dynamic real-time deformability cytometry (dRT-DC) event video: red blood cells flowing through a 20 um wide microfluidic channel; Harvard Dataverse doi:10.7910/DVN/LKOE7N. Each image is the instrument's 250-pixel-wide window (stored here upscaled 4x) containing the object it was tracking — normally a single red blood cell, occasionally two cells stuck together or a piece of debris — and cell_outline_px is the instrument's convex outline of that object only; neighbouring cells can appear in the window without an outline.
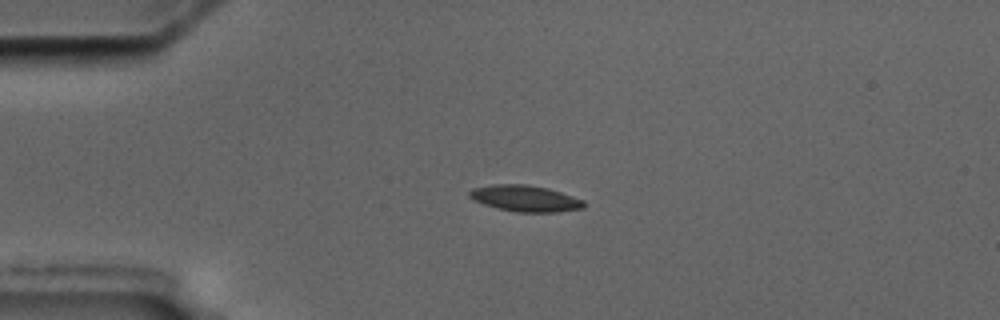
{"species": "common noctule bat (a hibernating species)", "species_latin": "Nyctalus noctula", "temperature_condition": "cold", "stored_images_in_passage": 44, "camera_frame_rate_fps": 3000, "um_per_image_px": 0.085, "animal": {"sex": "male", "body_mass_g": 17.5, "forearm_length_mm": 52.3}, "frame": {"image": 1, "passage_image": 1, "time_ms": 0.0, "image_size_px": [1000, 320], "cell_outline_px": [[584, 208], [560, 212], [516, 212], [484, 204], [472, 200], [468, 196], [468, 192], [472, 188], [492, 184], [528, 184], [548, 188], [584, 200]], "centroid_in_image_um": [44.62, 16.86], "position_along_channel_um": 40.4, "area_um2": 17.57}}
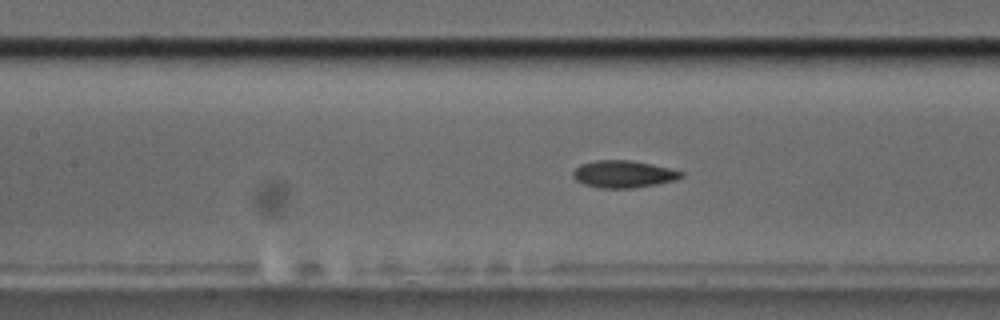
{"frame": {"image": 2, "passage_image": 13, "time_ms": 4.0, "image_size_px": [1000, 320], "cell_outline_px": [[684, 176], [676, 180], [656, 184], [632, 188], [600, 188], [584, 184], [576, 180], [572, 176], [572, 172], [580, 164], [596, 160], [632, 160], [652, 164], [684, 172]], "centroid_in_image_um": [52.99, 14.79], "position_along_channel_um": 154.4, "area_um2": 17.17}}
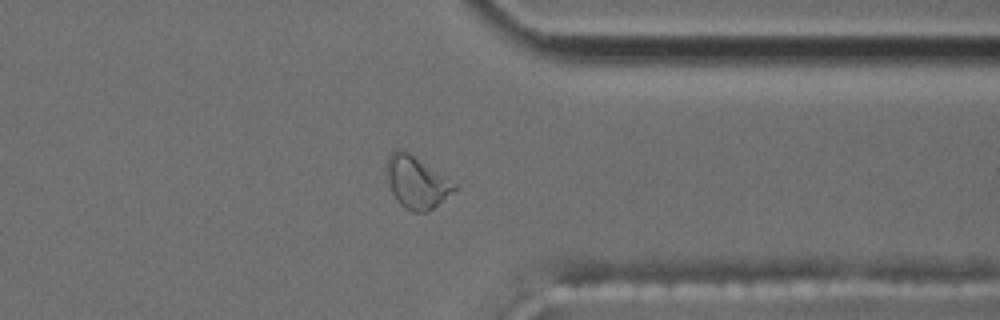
{"frame": {"image": 3, "passage_image": 32, "time_ms": 10.333, "image_size_px": [1000, 320], "cell_outline_px": [[456, 188], [428, 212], [416, 212], [404, 208], [396, 200], [392, 192], [384, 172], [384, 168], [388, 156], [396, 148], [404, 148], [456, 184]], "centroid_in_image_um": [35.33, 15.45], "position_along_channel_um": 376.1, "area_um2": 20.63}, "authors_computed_cell_mechanics": {"area_um2": 17.3111, "velocity_mm_per_s": 3.5544, "shape_relaxation_time_tau1_ms": null, "shape_relaxation_time_tau2_ms": 2.2898, "deformation_change_tau1": null, "deformation_change_tau2": 0.0846}}